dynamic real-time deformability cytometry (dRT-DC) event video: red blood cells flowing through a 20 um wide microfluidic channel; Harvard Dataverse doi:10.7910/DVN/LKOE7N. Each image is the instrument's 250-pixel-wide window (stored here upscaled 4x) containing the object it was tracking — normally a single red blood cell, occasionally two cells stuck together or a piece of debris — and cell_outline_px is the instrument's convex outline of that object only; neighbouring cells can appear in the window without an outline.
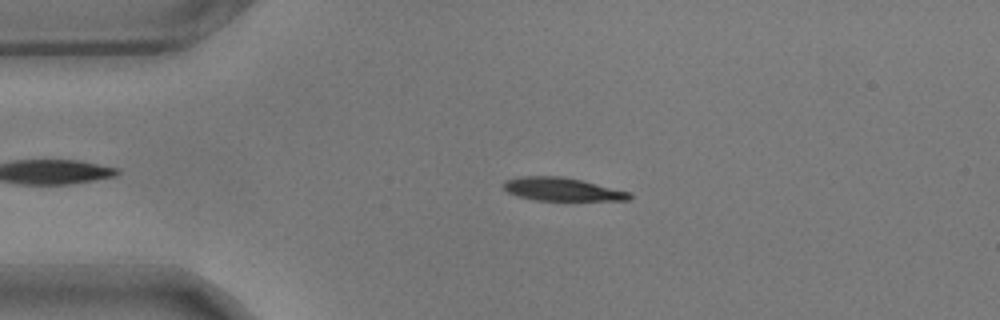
{"species": "common noctule bat (a hibernating species)", "species_latin": "Nyctalus noctula", "temperature_condition": "warm", "stored_images_in_passage": 50, "camera_frame_rate_fps": 3000, "um_per_image_px": 0.085, "animal": {"sex": "male", "body_mass_g": 17.9}, "frame": {"image": 1, "passage_image": 11, "time_ms": 3.333, "image_size_px": [1000, 320], "cell_outline_px": [[632, 200], [536, 200], [520, 196], [508, 192], [504, 188], [504, 180], [520, 176], [560, 176], [580, 180], [632, 192]], "centroid_in_image_um": [47.81, 16.08], "position_along_channel_um": 37.2, "area_um2": 16.88}}
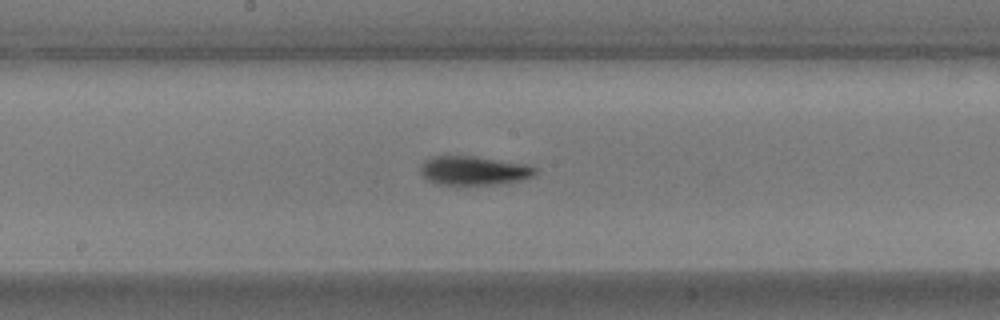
{"frame": {"image": 2, "passage_image": 28, "time_ms": 9.0, "image_size_px": [1000, 320], "cell_outline_px": [[536, 172], [532, 176], [520, 180], [500, 184], [436, 184], [428, 180], [420, 172], [420, 164], [424, 160], [432, 156], [476, 156], [524, 164], [536, 168]], "centroid_in_image_um": [40.22, 14.49], "position_along_channel_um": 208.0, "area_um2": 19.25}}
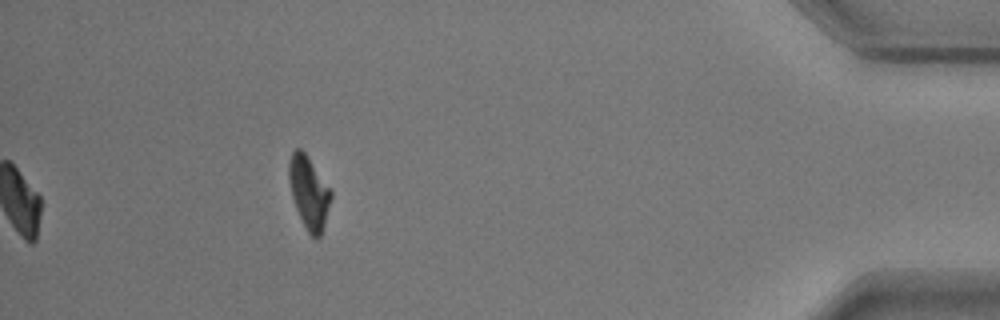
{"frame": {"image": 3, "passage_image": 50, "time_ms": 16.333, "image_size_px": [1000, 320], "cell_outline_px": [[332, 196], [324, 224], [320, 236], [316, 240], [308, 232], [296, 208], [292, 196], [288, 180], [288, 164], [292, 152], [296, 148], [300, 148], [308, 156], [332, 192]], "centroid_in_image_um": [26.24, 16.33], "position_along_channel_um": 409.0, "area_um2": 17.51}, "authors_computed_cell_mechanics": {"area_um2": 18.8139, "velocity_mm_per_s": 3.5279, "shape_relaxation_time_tau1_ms": 3.5799, "shape_relaxation_time_tau2_ms": 8.7891, "deformation_change_tau1": 0.1614, "deformation_change_tau2": 0.1264}}